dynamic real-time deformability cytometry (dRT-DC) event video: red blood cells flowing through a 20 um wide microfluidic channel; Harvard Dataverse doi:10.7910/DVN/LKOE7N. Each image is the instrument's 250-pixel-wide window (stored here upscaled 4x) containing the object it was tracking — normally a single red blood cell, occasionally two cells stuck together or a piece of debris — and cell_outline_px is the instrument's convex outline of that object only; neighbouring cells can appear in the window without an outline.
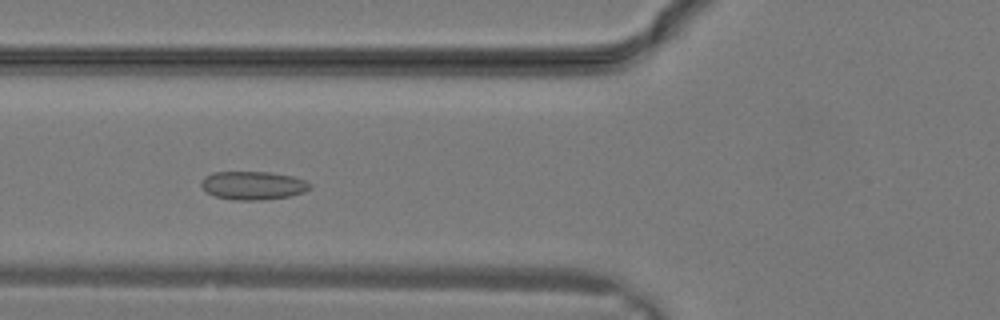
{"species": "common noctule bat (a hibernating species)", "species_latin": "Nyctalus noctula", "temperature_condition": "warm", "stored_images_in_passage": 29, "camera_frame_rate_fps": 3000, "um_per_image_px": 0.085, "animal": {"sex": "male", "body_mass_g": 19.2, "forearm_length_mm": 51.8}, "frame": {"image": 1, "passage_image": 10, "time_ms": 3.0, "image_size_px": [1000, 320], "cell_outline_px": [[312, 188], [304, 192], [288, 196], [260, 200], [232, 200], [216, 196], [208, 192], [200, 184], [200, 180], [204, 176], [212, 172], [272, 172], [292, 176], [304, 180], [312, 184]], "centroid_in_image_um": [21.51, 15.75], "position_along_channel_um": 104.3, "area_um2": 18.03}}
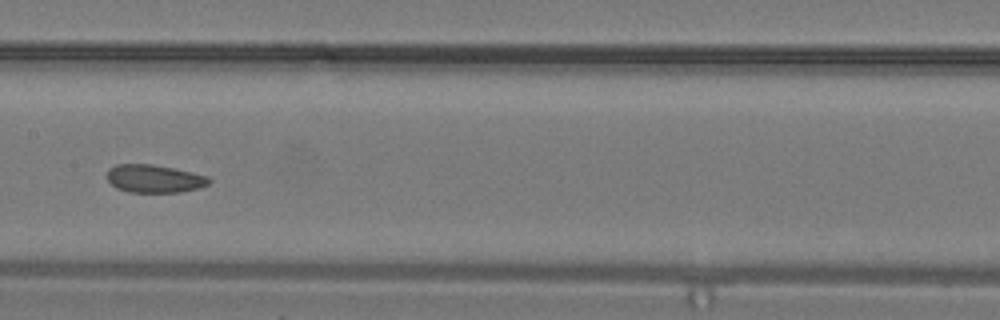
{"frame": {"image": 2, "passage_image": 14, "time_ms": 4.333, "image_size_px": [1000, 320], "cell_outline_px": [[212, 180], [208, 184], [200, 188], [180, 192], [128, 192], [116, 188], [108, 180], [108, 168], [116, 164], [152, 164], [172, 168], [208, 176]], "centroid_in_image_um": [13.11, 15.19], "position_along_channel_um": 194.3, "area_um2": 16.59}}
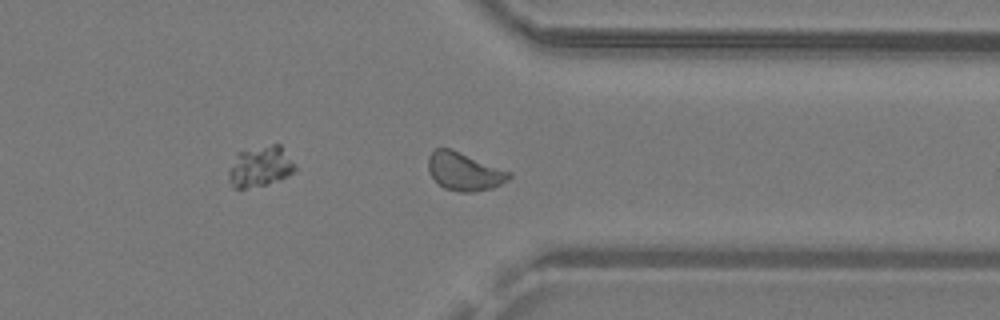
{"frame": {"image": 3, "passage_image": 22, "time_ms": 7.0, "image_size_px": [1000, 320], "cell_outline_px": [[512, 176], [508, 180], [492, 188], [472, 192], [460, 192], [444, 188], [432, 176], [428, 168], [428, 156], [436, 148], [452, 148], [512, 172]], "centroid_in_image_um": [39.49, 14.56], "position_along_channel_um": 371.9, "area_um2": 17.98}}